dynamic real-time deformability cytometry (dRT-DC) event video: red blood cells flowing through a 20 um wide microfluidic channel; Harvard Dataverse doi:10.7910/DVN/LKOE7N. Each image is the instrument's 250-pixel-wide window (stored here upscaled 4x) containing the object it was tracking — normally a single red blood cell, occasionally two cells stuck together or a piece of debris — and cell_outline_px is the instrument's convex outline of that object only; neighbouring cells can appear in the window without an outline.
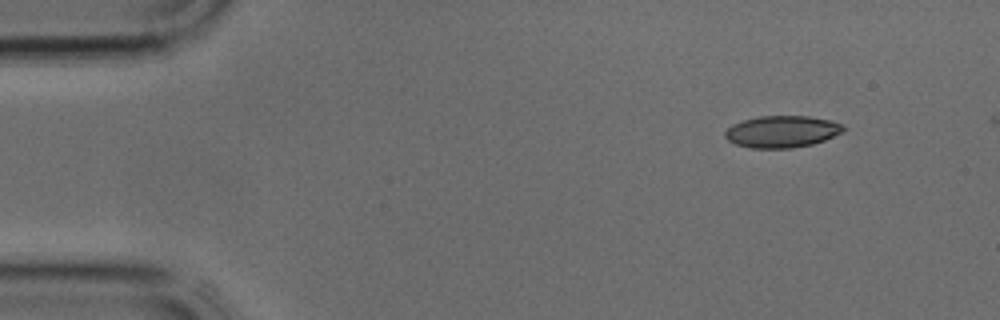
{"species": "common noctule bat (a hibernating species)", "species_latin": "Nyctalus noctula", "temperature_condition": "cold", "stored_images_in_passage": 2, "camera_frame_rate_fps": 3000, "um_per_image_px": 0.085, "animal": {"sex": "male", "body_mass_g": 17.9, "forearm_length_mm": 54.2}, "frame": {"image": 1, "passage_image": 1, "time_ms": 0.0, "image_size_px": [1000, 320], "cell_outline_px": [[848, 128], [844, 132], [824, 140], [812, 144], [792, 148], [752, 148], [736, 144], [728, 140], [724, 136], [724, 132], [732, 124], [744, 120], [760, 116], [808, 116], [832, 120], [844, 124]], "centroid_in_image_um": [66.52, 11.18], "position_along_channel_um": 18.5, "area_um2": 22.14}}